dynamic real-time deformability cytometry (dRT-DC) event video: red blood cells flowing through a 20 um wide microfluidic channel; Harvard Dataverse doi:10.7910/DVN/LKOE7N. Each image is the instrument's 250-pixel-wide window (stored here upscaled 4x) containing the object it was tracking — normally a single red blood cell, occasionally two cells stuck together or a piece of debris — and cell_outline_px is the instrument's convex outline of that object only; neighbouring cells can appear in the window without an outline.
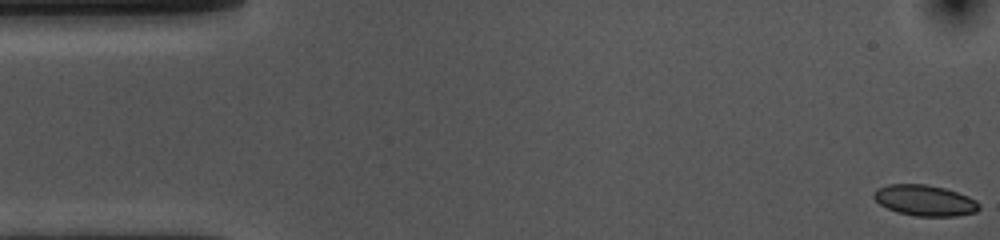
{"species": "common noctule bat (a hibernating species)", "species_latin": "Nyctalus noctula", "temperature_condition": "cold", "stored_images_in_passage": 55, "camera_frame_rate_fps": 3000, "um_per_image_px": 0.085, "animal": {"sex": "female", "body_mass_g": 10.0, "forearm_length_mm": 53.1}, "frame": {"image": 1, "passage_image": 1, "time_ms": 0.0, "image_size_px": [1000, 240], "cell_outline_px": [[980, 208], [976, 212], [956, 216], [916, 216], [896, 212], [880, 204], [872, 196], [876, 188], [888, 184], [924, 184], [944, 188], [968, 196], [976, 200], [980, 204]], "centroid_in_image_um": [78.6, 17.03], "position_along_channel_um": 6.4, "area_um2": 18.96}}
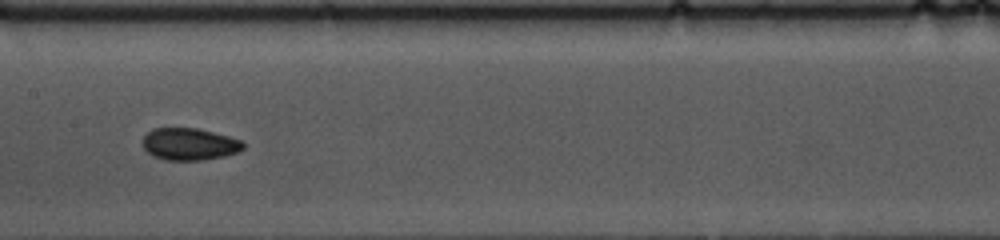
{"frame": {"image": 2, "passage_image": 26, "time_ms": 8.333, "image_size_px": [1000, 240], "cell_outline_px": [[244, 148], [236, 152], [224, 156], [200, 160], [164, 160], [152, 156], [144, 148], [144, 136], [152, 128], [196, 128], [228, 136], [240, 140], [244, 144]], "centroid_in_image_um": [16.08, 12.25], "position_along_channel_um": 191.3, "area_um2": 18.61}}
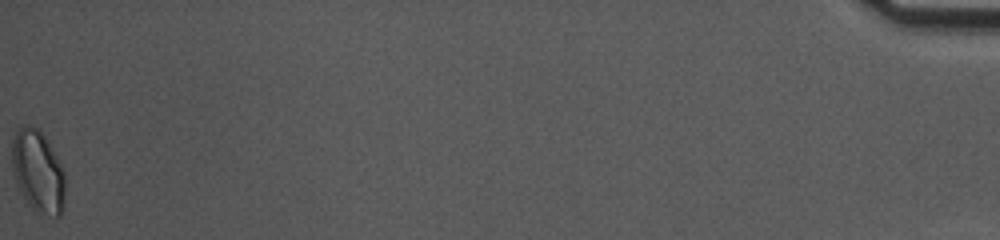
{"frame": {"image": 3, "passage_image": 55, "time_ms": 18.0, "image_size_px": [1000, 240], "cell_outline_px": [[64, 200], [60, 216], [40, 216], [28, 204], [20, 192], [12, 168], [12, 140], [16, 132], [20, 128], [28, 124], [40, 128], [52, 148], [64, 172]], "centroid_in_image_um": [3.22, 14.58], "position_along_channel_um": 432.0, "area_um2": 25.55}, "authors_computed_cell_mechanics": {"area_um2": 18.9006, "velocity_mm_per_s": 3.6009, "shape_relaxation_time_tau1_ms": null, "shape_relaxation_time_tau2_ms": 2.0738, "deformation_change_tau1": null, "deformation_change_tau2": 0.0489}}